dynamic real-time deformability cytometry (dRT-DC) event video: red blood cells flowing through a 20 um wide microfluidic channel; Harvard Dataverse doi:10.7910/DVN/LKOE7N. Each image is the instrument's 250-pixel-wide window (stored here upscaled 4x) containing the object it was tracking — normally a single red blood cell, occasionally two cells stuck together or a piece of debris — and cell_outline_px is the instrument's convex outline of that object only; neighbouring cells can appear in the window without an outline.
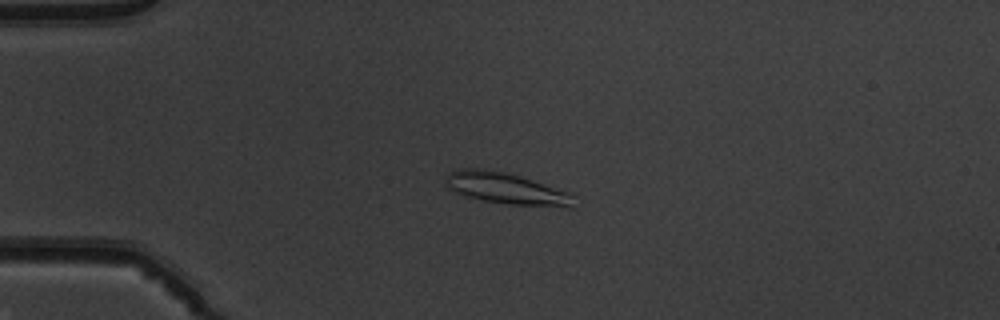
{"species": "common noctule bat (a hibernating species)", "species_latin": "Nyctalus noctula", "temperature_condition": "warm", "stored_images_in_passage": 51, "camera_frame_rate_fps": 3000, "um_per_image_px": 0.085, "animal": {"sex": "male", "body_mass_g": 19.5, "forearm_length_mm": 54.6}, "frame": {"image": 1, "passage_image": 13, "time_ms": 4.0, "image_size_px": [1000, 320], "cell_outline_px": [[572, 208], [568, 208], [508, 204], [484, 200], [468, 196], [456, 192], [448, 188], [444, 184], [444, 180], [448, 172], [456, 168], [476, 168], [504, 172], [520, 176], [568, 192], [572, 196]], "centroid_in_image_um": [42.97, 16.01], "position_along_channel_um": 42.0, "area_um2": 23.29}}
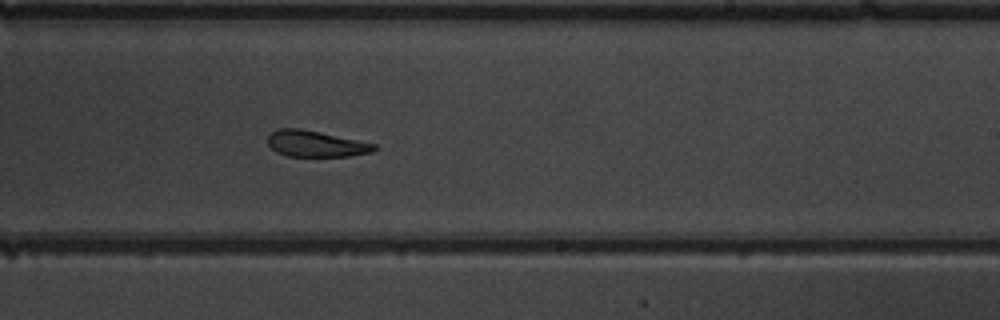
{"frame": {"image": 2, "passage_image": 32, "time_ms": 10.333, "image_size_px": [1000, 320], "cell_outline_px": [[376, 148], [372, 152], [348, 156], [288, 156], [276, 152], [268, 144], [268, 136], [276, 128], [300, 128], [320, 132], [376, 144]], "centroid_in_image_um": [26.81, 12.21], "position_along_channel_um": 262.2, "area_um2": 16.13}}
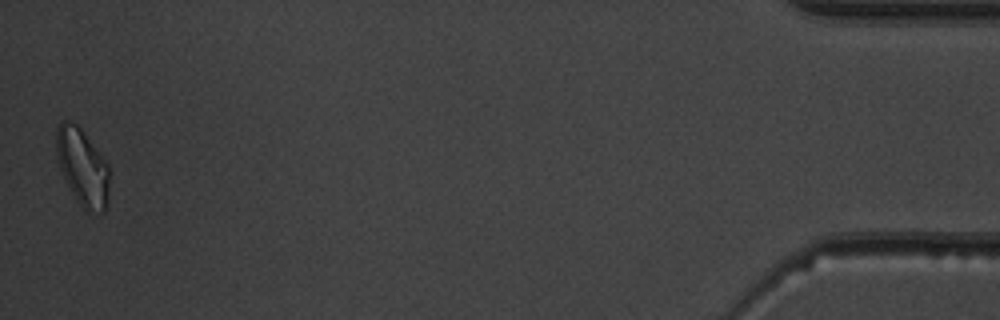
{"frame": {"image": 3, "passage_image": 51, "time_ms": 16.667, "image_size_px": [1000, 320], "cell_outline_px": [[108, 204], [104, 212], [88, 216], [76, 200], [60, 168], [56, 152], [56, 128], [64, 120], [68, 120], [76, 124], [80, 128], [108, 164]], "centroid_in_image_um": [7.02, 14.28], "position_along_channel_um": 428.2, "area_um2": 23.81}, "authors_computed_cell_mechanics": {"area_um2": 18.785, "velocity_mm_per_s": 3.9762, "shape_relaxation_time_tau1_ms": 5.5237, "shape_relaxation_time_tau2_ms": null, "deformation_change_tau1": 0.1205, "deformation_change_tau2": null}}